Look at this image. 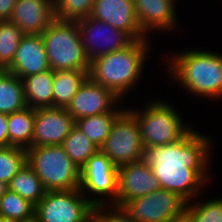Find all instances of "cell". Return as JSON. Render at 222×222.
<instances>
[{"label":"cell","mask_w":222,"mask_h":222,"mask_svg":"<svg viewBox=\"0 0 222 222\" xmlns=\"http://www.w3.org/2000/svg\"><path fill=\"white\" fill-rule=\"evenodd\" d=\"M212 138L193 127L175 143L143 147L141 160L151 167L161 189L177 193L187 202L198 200L204 186L210 185Z\"/></svg>","instance_id":"1"},{"label":"cell","mask_w":222,"mask_h":222,"mask_svg":"<svg viewBox=\"0 0 222 222\" xmlns=\"http://www.w3.org/2000/svg\"><path fill=\"white\" fill-rule=\"evenodd\" d=\"M166 56L169 78H173L188 94L210 101L222 100L221 53L187 48Z\"/></svg>","instance_id":"2"},{"label":"cell","mask_w":222,"mask_h":222,"mask_svg":"<svg viewBox=\"0 0 222 222\" xmlns=\"http://www.w3.org/2000/svg\"><path fill=\"white\" fill-rule=\"evenodd\" d=\"M149 40L150 37L134 40L125 49L92 60L88 77L111 90L121 100L124 98L125 101L128 92L133 91L142 79L144 63L148 60L147 56L152 50Z\"/></svg>","instance_id":"3"},{"label":"cell","mask_w":222,"mask_h":222,"mask_svg":"<svg viewBox=\"0 0 222 222\" xmlns=\"http://www.w3.org/2000/svg\"><path fill=\"white\" fill-rule=\"evenodd\" d=\"M143 109L126 108L137 120L144 147L171 144L185 137L193 128L181 113L165 100H151Z\"/></svg>","instance_id":"4"},{"label":"cell","mask_w":222,"mask_h":222,"mask_svg":"<svg viewBox=\"0 0 222 222\" xmlns=\"http://www.w3.org/2000/svg\"><path fill=\"white\" fill-rule=\"evenodd\" d=\"M50 69L89 71L76 21L54 19L41 34Z\"/></svg>","instance_id":"5"},{"label":"cell","mask_w":222,"mask_h":222,"mask_svg":"<svg viewBox=\"0 0 222 222\" xmlns=\"http://www.w3.org/2000/svg\"><path fill=\"white\" fill-rule=\"evenodd\" d=\"M26 153L27 163L47 191L80 188V168L61 145L30 147Z\"/></svg>","instance_id":"6"},{"label":"cell","mask_w":222,"mask_h":222,"mask_svg":"<svg viewBox=\"0 0 222 222\" xmlns=\"http://www.w3.org/2000/svg\"><path fill=\"white\" fill-rule=\"evenodd\" d=\"M93 205L114 204L118 194V167L100 150L80 169V188Z\"/></svg>","instance_id":"7"},{"label":"cell","mask_w":222,"mask_h":222,"mask_svg":"<svg viewBox=\"0 0 222 222\" xmlns=\"http://www.w3.org/2000/svg\"><path fill=\"white\" fill-rule=\"evenodd\" d=\"M94 206L79 188L47 191L35 206L37 222H92Z\"/></svg>","instance_id":"8"},{"label":"cell","mask_w":222,"mask_h":222,"mask_svg":"<svg viewBox=\"0 0 222 222\" xmlns=\"http://www.w3.org/2000/svg\"><path fill=\"white\" fill-rule=\"evenodd\" d=\"M143 143L136 118L125 108L99 150L117 167L142 159Z\"/></svg>","instance_id":"9"},{"label":"cell","mask_w":222,"mask_h":222,"mask_svg":"<svg viewBox=\"0 0 222 222\" xmlns=\"http://www.w3.org/2000/svg\"><path fill=\"white\" fill-rule=\"evenodd\" d=\"M187 204L179 194L159 189L132 201L122 202L119 206L136 222H169L183 214Z\"/></svg>","instance_id":"10"},{"label":"cell","mask_w":222,"mask_h":222,"mask_svg":"<svg viewBox=\"0 0 222 222\" xmlns=\"http://www.w3.org/2000/svg\"><path fill=\"white\" fill-rule=\"evenodd\" d=\"M89 61L125 49L133 40L123 31L91 16L76 21Z\"/></svg>","instance_id":"11"},{"label":"cell","mask_w":222,"mask_h":222,"mask_svg":"<svg viewBox=\"0 0 222 222\" xmlns=\"http://www.w3.org/2000/svg\"><path fill=\"white\" fill-rule=\"evenodd\" d=\"M120 102H122L121 99L111 90L87 77L66 110L76 121L80 118L112 112L121 105Z\"/></svg>","instance_id":"12"},{"label":"cell","mask_w":222,"mask_h":222,"mask_svg":"<svg viewBox=\"0 0 222 222\" xmlns=\"http://www.w3.org/2000/svg\"><path fill=\"white\" fill-rule=\"evenodd\" d=\"M75 125L66 108H36L32 147L62 145Z\"/></svg>","instance_id":"13"},{"label":"cell","mask_w":222,"mask_h":222,"mask_svg":"<svg viewBox=\"0 0 222 222\" xmlns=\"http://www.w3.org/2000/svg\"><path fill=\"white\" fill-rule=\"evenodd\" d=\"M90 16L125 32L133 41L148 38L139 26L134 0H95Z\"/></svg>","instance_id":"14"},{"label":"cell","mask_w":222,"mask_h":222,"mask_svg":"<svg viewBox=\"0 0 222 222\" xmlns=\"http://www.w3.org/2000/svg\"><path fill=\"white\" fill-rule=\"evenodd\" d=\"M161 189L150 166L142 160L118 167V194L115 205L132 201Z\"/></svg>","instance_id":"15"},{"label":"cell","mask_w":222,"mask_h":222,"mask_svg":"<svg viewBox=\"0 0 222 222\" xmlns=\"http://www.w3.org/2000/svg\"><path fill=\"white\" fill-rule=\"evenodd\" d=\"M175 1L177 0H134L139 26L148 37L153 30L170 32L178 29Z\"/></svg>","instance_id":"16"},{"label":"cell","mask_w":222,"mask_h":222,"mask_svg":"<svg viewBox=\"0 0 222 222\" xmlns=\"http://www.w3.org/2000/svg\"><path fill=\"white\" fill-rule=\"evenodd\" d=\"M54 19V0H17L9 20L23 34L41 35Z\"/></svg>","instance_id":"17"},{"label":"cell","mask_w":222,"mask_h":222,"mask_svg":"<svg viewBox=\"0 0 222 222\" xmlns=\"http://www.w3.org/2000/svg\"><path fill=\"white\" fill-rule=\"evenodd\" d=\"M20 79L50 69L41 35L24 34L11 65L6 69Z\"/></svg>","instance_id":"18"},{"label":"cell","mask_w":222,"mask_h":222,"mask_svg":"<svg viewBox=\"0 0 222 222\" xmlns=\"http://www.w3.org/2000/svg\"><path fill=\"white\" fill-rule=\"evenodd\" d=\"M54 71L48 70L22 78L26 104L31 108L53 107Z\"/></svg>","instance_id":"19"},{"label":"cell","mask_w":222,"mask_h":222,"mask_svg":"<svg viewBox=\"0 0 222 222\" xmlns=\"http://www.w3.org/2000/svg\"><path fill=\"white\" fill-rule=\"evenodd\" d=\"M87 77L88 71H54L53 107L67 108Z\"/></svg>","instance_id":"20"},{"label":"cell","mask_w":222,"mask_h":222,"mask_svg":"<svg viewBox=\"0 0 222 222\" xmlns=\"http://www.w3.org/2000/svg\"><path fill=\"white\" fill-rule=\"evenodd\" d=\"M35 108L26 107L21 111L8 114L9 147L28 149L32 147Z\"/></svg>","instance_id":"21"},{"label":"cell","mask_w":222,"mask_h":222,"mask_svg":"<svg viewBox=\"0 0 222 222\" xmlns=\"http://www.w3.org/2000/svg\"><path fill=\"white\" fill-rule=\"evenodd\" d=\"M26 107L22 79L5 70L0 75V113L12 114Z\"/></svg>","instance_id":"22"},{"label":"cell","mask_w":222,"mask_h":222,"mask_svg":"<svg viewBox=\"0 0 222 222\" xmlns=\"http://www.w3.org/2000/svg\"><path fill=\"white\" fill-rule=\"evenodd\" d=\"M124 110L123 106L121 108L117 106L112 112L80 118L76 120V126L100 148L107 139L112 124Z\"/></svg>","instance_id":"23"},{"label":"cell","mask_w":222,"mask_h":222,"mask_svg":"<svg viewBox=\"0 0 222 222\" xmlns=\"http://www.w3.org/2000/svg\"><path fill=\"white\" fill-rule=\"evenodd\" d=\"M8 186L10 190L29 200L35 206L47 192L41 179L27 162L14 175Z\"/></svg>","instance_id":"24"},{"label":"cell","mask_w":222,"mask_h":222,"mask_svg":"<svg viewBox=\"0 0 222 222\" xmlns=\"http://www.w3.org/2000/svg\"><path fill=\"white\" fill-rule=\"evenodd\" d=\"M66 154L81 169L99 148L75 125L61 145Z\"/></svg>","instance_id":"25"},{"label":"cell","mask_w":222,"mask_h":222,"mask_svg":"<svg viewBox=\"0 0 222 222\" xmlns=\"http://www.w3.org/2000/svg\"><path fill=\"white\" fill-rule=\"evenodd\" d=\"M0 217L28 222L35 219V205L8 189L0 199Z\"/></svg>","instance_id":"26"},{"label":"cell","mask_w":222,"mask_h":222,"mask_svg":"<svg viewBox=\"0 0 222 222\" xmlns=\"http://www.w3.org/2000/svg\"><path fill=\"white\" fill-rule=\"evenodd\" d=\"M23 36L10 20H0V65L5 70L11 65Z\"/></svg>","instance_id":"27"},{"label":"cell","mask_w":222,"mask_h":222,"mask_svg":"<svg viewBox=\"0 0 222 222\" xmlns=\"http://www.w3.org/2000/svg\"><path fill=\"white\" fill-rule=\"evenodd\" d=\"M95 0H54V15L64 21H79L90 16Z\"/></svg>","instance_id":"28"},{"label":"cell","mask_w":222,"mask_h":222,"mask_svg":"<svg viewBox=\"0 0 222 222\" xmlns=\"http://www.w3.org/2000/svg\"><path fill=\"white\" fill-rule=\"evenodd\" d=\"M26 162V149L14 146L0 147V181L9 184Z\"/></svg>","instance_id":"29"},{"label":"cell","mask_w":222,"mask_h":222,"mask_svg":"<svg viewBox=\"0 0 222 222\" xmlns=\"http://www.w3.org/2000/svg\"><path fill=\"white\" fill-rule=\"evenodd\" d=\"M186 211L193 222H222V197L188 202Z\"/></svg>","instance_id":"30"},{"label":"cell","mask_w":222,"mask_h":222,"mask_svg":"<svg viewBox=\"0 0 222 222\" xmlns=\"http://www.w3.org/2000/svg\"><path fill=\"white\" fill-rule=\"evenodd\" d=\"M92 222H136L131 220L124 210L115 204L95 205L92 212Z\"/></svg>","instance_id":"31"},{"label":"cell","mask_w":222,"mask_h":222,"mask_svg":"<svg viewBox=\"0 0 222 222\" xmlns=\"http://www.w3.org/2000/svg\"><path fill=\"white\" fill-rule=\"evenodd\" d=\"M0 147H9L8 114L0 113Z\"/></svg>","instance_id":"32"},{"label":"cell","mask_w":222,"mask_h":222,"mask_svg":"<svg viewBox=\"0 0 222 222\" xmlns=\"http://www.w3.org/2000/svg\"><path fill=\"white\" fill-rule=\"evenodd\" d=\"M17 0H0V20H9Z\"/></svg>","instance_id":"33"},{"label":"cell","mask_w":222,"mask_h":222,"mask_svg":"<svg viewBox=\"0 0 222 222\" xmlns=\"http://www.w3.org/2000/svg\"><path fill=\"white\" fill-rule=\"evenodd\" d=\"M169 222H193L190 214L185 211L183 214L172 218Z\"/></svg>","instance_id":"34"},{"label":"cell","mask_w":222,"mask_h":222,"mask_svg":"<svg viewBox=\"0 0 222 222\" xmlns=\"http://www.w3.org/2000/svg\"><path fill=\"white\" fill-rule=\"evenodd\" d=\"M9 189V186L6 182L0 181V199L1 196L7 192V190Z\"/></svg>","instance_id":"35"},{"label":"cell","mask_w":222,"mask_h":222,"mask_svg":"<svg viewBox=\"0 0 222 222\" xmlns=\"http://www.w3.org/2000/svg\"><path fill=\"white\" fill-rule=\"evenodd\" d=\"M0 222H22V221H18V220H15V219H10V218L0 217Z\"/></svg>","instance_id":"36"},{"label":"cell","mask_w":222,"mask_h":222,"mask_svg":"<svg viewBox=\"0 0 222 222\" xmlns=\"http://www.w3.org/2000/svg\"><path fill=\"white\" fill-rule=\"evenodd\" d=\"M5 71V69L0 65V75Z\"/></svg>","instance_id":"37"}]
</instances>
